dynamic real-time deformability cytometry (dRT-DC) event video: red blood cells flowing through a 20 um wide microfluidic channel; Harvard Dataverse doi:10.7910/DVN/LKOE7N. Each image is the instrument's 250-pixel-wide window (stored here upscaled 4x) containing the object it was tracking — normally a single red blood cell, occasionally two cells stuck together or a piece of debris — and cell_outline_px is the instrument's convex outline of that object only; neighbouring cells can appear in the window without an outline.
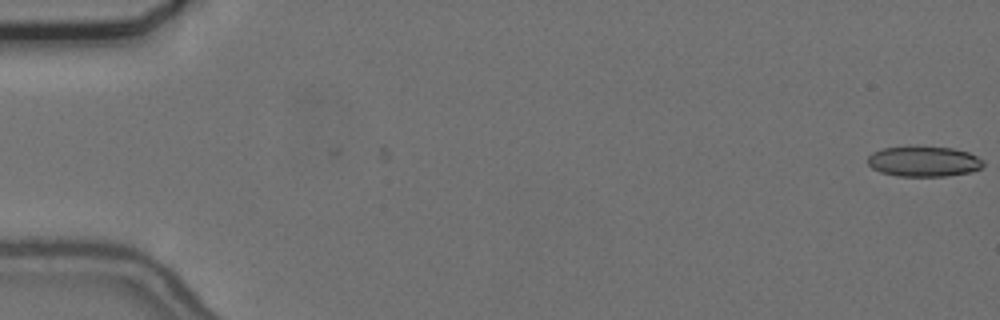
{"species": "common noctule bat (a hibernating species)", "species_latin": "Nyctalus noctula", "temperature_condition": "cold", "stored_images_in_passage": 6, "camera_frame_rate_fps": 3000, "um_per_image_px": 0.085, "animal": {"sex": "female", "body_mass_g": 24.6, "forearm_length_mm": 56.2}, "frame": {"image": 1, "passage_image": 6, "time_ms": 1.667, "image_size_px": [1000, 320], "cell_outline_px": [[984, 164], [980, 168], [968, 172], [944, 176], [896, 176], [880, 172], [872, 168], [868, 164], [868, 156], [872, 152], [884, 148], [908, 144], [916, 144], [952, 148], [968, 152], [984, 160]], "centroid_in_image_um": [78.47, 13.68], "position_along_channel_um": 6.5, "area_um2": 21.04}}